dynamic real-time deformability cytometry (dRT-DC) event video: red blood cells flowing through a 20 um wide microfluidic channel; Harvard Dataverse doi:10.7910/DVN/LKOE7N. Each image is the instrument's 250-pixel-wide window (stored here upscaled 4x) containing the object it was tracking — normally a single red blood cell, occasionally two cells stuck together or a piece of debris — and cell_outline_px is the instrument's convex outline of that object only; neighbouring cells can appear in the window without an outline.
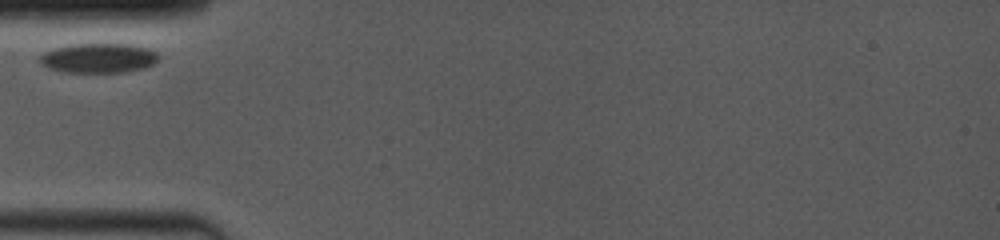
{"species": "common noctule bat (a hibernating species)", "species_latin": "Nyctalus noctula", "temperature_condition": "room temperature", "stored_images_in_passage": 17, "camera_frame_rate_fps": 4000, "um_per_image_px": 0.085, "animal": {"sex": "female", "body_mass_g": 19.0, "forearm_length_mm": 53.3}, "frame": {"image": 1, "passage_image": 1, "time_ms": 0.0, "image_size_px": [1000, 240], "cell_outline_px": [[156, 60], [152, 64], [144, 68], [120, 72], [64, 72], [48, 68], [40, 60], [40, 56], [44, 52], [52, 48], [72, 44], [132, 44], [148, 48], [156, 52]], "centroid_in_image_um": [8.35, 4.92], "position_along_channel_um": 76.7, "area_um2": 20.29}}
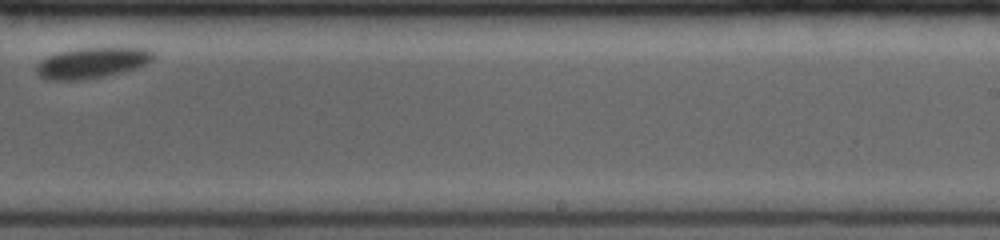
{"frame": {"image": 2, "passage_image": 10, "time_ms": 6.25, "image_size_px": [1000, 240], "cell_outline_px": [[152, 56], [144, 64], [136, 68], [124, 72], [104, 76], [80, 80], [44, 80], [36, 72], [36, 68], [48, 56], [60, 52], [80, 48], [148, 48], [152, 52]], "centroid_in_image_um": [7.79, 5.35], "position_along_channel_um": 281.2, "area_um2": 20.46}}
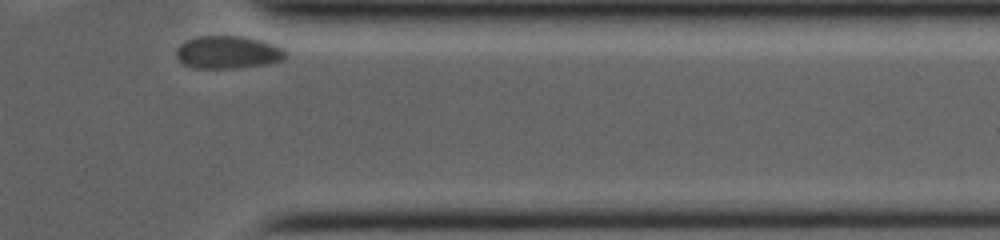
{"frame": {"image": 3, "passage_image": 17, "time_ms": 9.5, "image_size_px": [1000, 240], "cell_outline_px": [[284, 56], [280, 60], [268, 64], [232, 68], [196, 68], [184, 64], [176, 56], [176, 48], [180, 44], [188, 40], [200, 36], [240, 36], [260, 40], [272, 44], [280, 48], [284, 52]], "centroid_in_image_um": [19.31, 4.44], "position_along_channel_um": 392.1, "area_um2": 20.4}}